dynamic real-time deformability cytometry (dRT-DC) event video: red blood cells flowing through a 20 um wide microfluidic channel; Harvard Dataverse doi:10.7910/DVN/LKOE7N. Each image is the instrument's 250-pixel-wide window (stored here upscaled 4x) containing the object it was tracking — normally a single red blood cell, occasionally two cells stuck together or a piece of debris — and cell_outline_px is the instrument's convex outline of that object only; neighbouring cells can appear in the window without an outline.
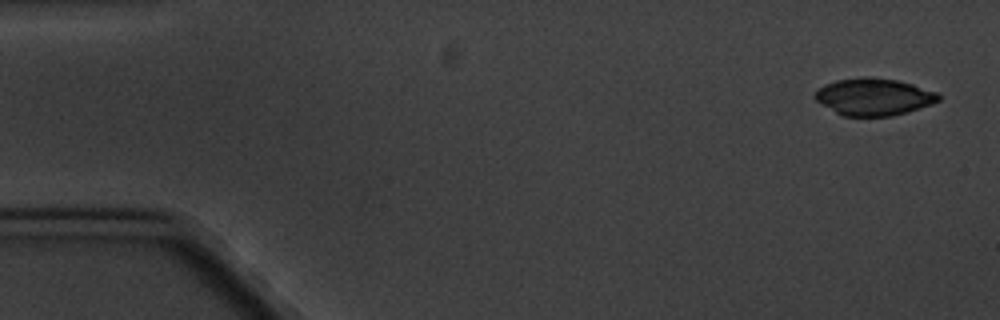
{"species": "common noctule bat (a hibernating species)", "species_latin": "Nyctalus noctula", "temperature_condition": "cold", "stored_images_in_passage": 10, "camera_frame_rate_fps": 3000, "um_per_image_px": 0.085, "animal": {"sex": "male", "body_mass_g": 20.1, "forearm_length_mm": 53.5}, "frame": {"image": 1, "passage_image": 1, "time_ms": 0.0, "image_size_px": [1000, 320], "cell_outline_px": [[940, 100], [892, 116], [844, 116], [836, 112], [816, 100], [812, 96], [824, 84], [836, 80], [864, 76], [868, 76], [896, 80], [912, 84], [936, 92], [940, 96]], "centroid_in_image_um": [74.23, 8.21], "position_along_channel_um": 10.8, "area_um2": 26.3}}
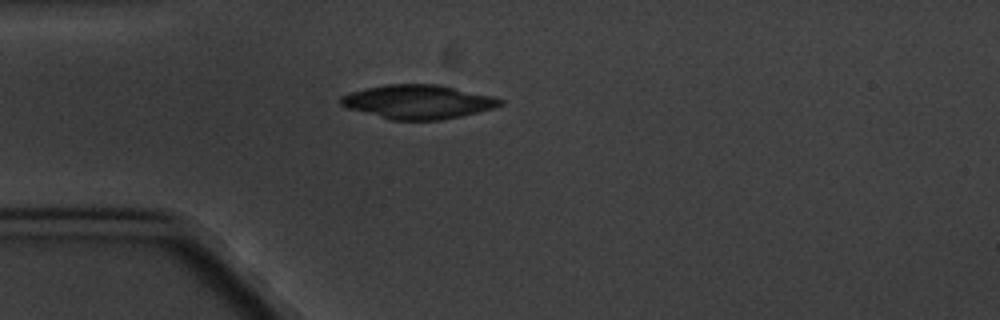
{"frame": {"image": 2, "passage_image": 4, "time_ms": 4.333, "image_size_px": [1000, 320], "cell_outline_px": [[504, 104], [492, 108], [460, 116], [440, 120], [388, 120], [348, 108], [340, 104], [340, 96], [352, 92], [384, 84], [436, 84], [492, 96], [504, 100]], "centroid_in_image_um": [35.51, 8.66], "position_along_channel_um": 49.5, "area_um2": 31.33}}